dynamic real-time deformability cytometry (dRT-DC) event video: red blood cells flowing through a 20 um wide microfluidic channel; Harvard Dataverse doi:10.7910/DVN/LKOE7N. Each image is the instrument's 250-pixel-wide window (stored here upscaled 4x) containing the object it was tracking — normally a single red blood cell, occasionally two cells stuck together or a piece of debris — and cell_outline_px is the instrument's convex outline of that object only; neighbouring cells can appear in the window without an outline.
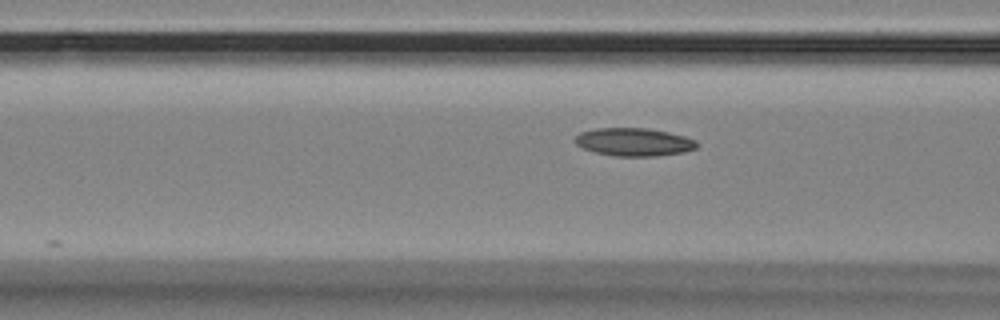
{"species": "Egyptian fruit bat (a non-hibernating species)", "species_latin": "Rousettus aegyptiacus", "temperature_condition": "room temperature", "stored_images_in_passage": 21, "camera_frame_rate_fps": 3000, "um_per_image_px": 0.085, "animal": {"sex": "female"}, "frame": {"image": 1, "passage_image": 12, "time_ms": 3.667, "image_size_px": [1000, 320], "cell_outline_px": [[700, 144], [696, 148], [684, 152], [656, 156], [612, 156], [596, 152], [584, 148], [576, 144], [572, 140], [580, 132], [596, 128], [648, 128], [668, 132], [684, 136], [696, 140]], "centroid_in_image_um": [53.89, 12.07], "position_along_channel_um": 112.7, "area_um2": 20.0}}
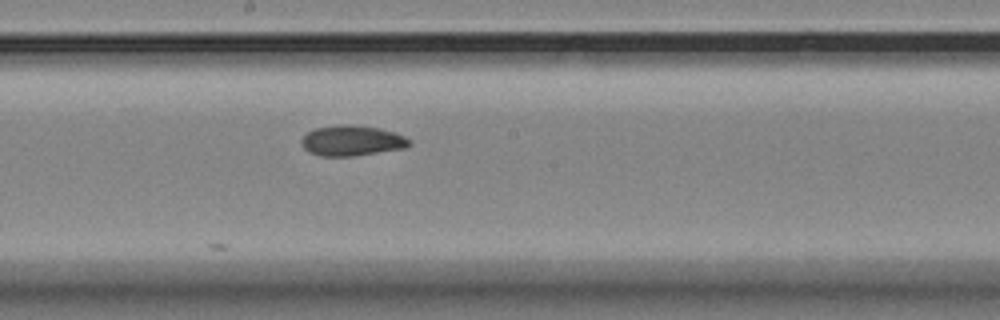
{"frame": {"image": 2, "passage_image": 21, "time_ms": 6.667, "image_size_px": [1000, 320], "cell_outline_px": [[412, 144], [408, 148], [352, 156], [320, 156], [304, 148], [300, 140], [308, 132], [316, 128], [336, 124], [352, 124], [380, 128], [396, 132], [412, 140]], "centroid_in_image_um": [29.98, 11.94], "position_along_channel_um": 218.2, "area_um2": 19.36}}